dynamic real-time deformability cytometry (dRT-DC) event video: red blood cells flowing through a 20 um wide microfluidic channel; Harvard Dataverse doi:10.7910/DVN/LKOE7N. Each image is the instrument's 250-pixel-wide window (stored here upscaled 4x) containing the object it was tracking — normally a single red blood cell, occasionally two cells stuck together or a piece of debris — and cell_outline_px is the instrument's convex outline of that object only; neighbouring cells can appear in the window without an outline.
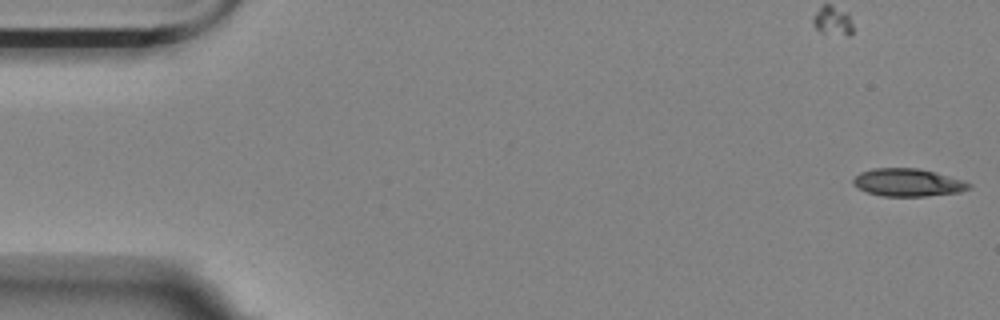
{"species": "Egyptian fruit bat (a non-hibernating species)", "species_latin": "Rousettus aegyptiacus", "temperature_condition": "room temperature", "stored_images_in_passage": 56, "camera_frame_rate_fps": 3000, "um_per_image_px": 0.085, "animal": {"sex": "female"}, "frame": {"image": 1, "passage_image": 1, "time_ms": 0.0, "image_size_px": [1000, 320], "cell_outline_px": [[972, 188], [960, 192], [924, 196], [880, 196], [856, 188], [852, 184], [852, 180], [860, 172], [872, 168], [916, 168], [936, 172], [964, 180], [972, 184]], "centroid_in_image_um": [77.17, 15.51], "position_along_channel_um": 7.8, "area_um2": 18.9}}
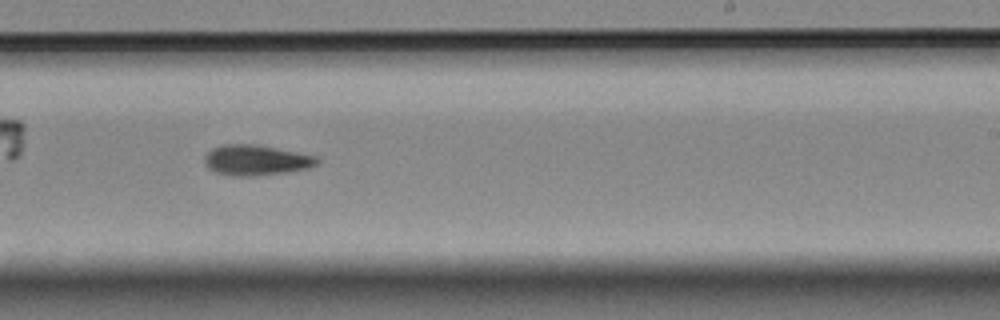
{"frame": {"image": 2, "passage_image": 34, "time_ms": 11.0, "image_size_px": [1000, 320], "cell_outline_px": [[320, 164], [308, 168], [288, 172], [256, 176], [228, 176], [212, 172], [204, 164], [204, 156], [212, 148], [224, 144], [260, 144], [316, 156], [320, 160]], "centroid_in_image_um": [21.75, 13.62], "position_along_channel_um": 267.2, "area_um2": 20.46}}
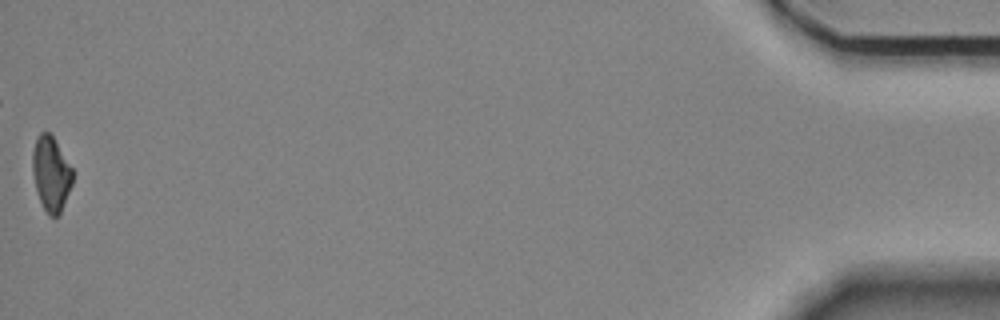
{"frame": {"image": 3, "passage_image": 56, "time_ms": 18.333, "image_size_px": [1000, 320], "cell_outline_px": [[72, 184], [60, 212], [56, 216], [48, 216], [40, 200], [36, 188], [32, 172], [32, 152], [36, 136], [40, 132], [48, 132], [52, 136], [72, 168]], "centroid_in_image_um": [4.31, 14.75], "position_along_channel_um": 430.9, "area_um2": 17.17}, "authors_computed_cell_mechanics": {"area_um2": 18.9584, "velocity_mm_per_s": 3.5402, "shape_relaxation_time_tau1_ms": 11.3104, "shape_relaxation_time_tau2_ms": null, "deformation_change_tau1": 0.2417, "deformation_change_tau2": null}}